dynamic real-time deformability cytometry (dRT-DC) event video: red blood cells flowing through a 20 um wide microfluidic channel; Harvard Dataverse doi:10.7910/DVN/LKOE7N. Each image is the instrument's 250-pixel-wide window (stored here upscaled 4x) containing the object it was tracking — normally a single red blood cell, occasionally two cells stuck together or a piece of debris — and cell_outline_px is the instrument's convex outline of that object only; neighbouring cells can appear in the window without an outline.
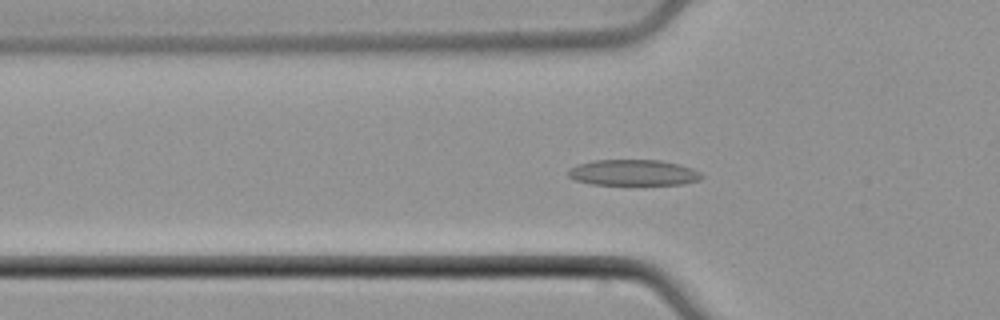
{"species": "common noctule bat (a hibernating species)", "species_latin": "Nyctalus noctula", "temperature_condition": "cold", "stored_images_in_passage": 42, "camera_frame_rate_fps": 3000, "um_per_image_px": 0.085, "animal": {"sex": "male", "body_mass_g": 21.5, "forearm_length_mm": 52.0}, "frame": {"image": 1, "passage_image": 16, "time_ms": 5.0, "image_size_px": [1000, 320], "cell_outline_px": [[704, 176], [700, 180], [684, 184], [592, 184], [572, 180], [568, 176], [568, 168], [592, 160], [660, 160], [680, 164], [692, 168], [700, 172]], "centroid_in_image_um": [53.83, 14.67], "position_along_channel_um": 72.0, "area_um2": 20.23}}
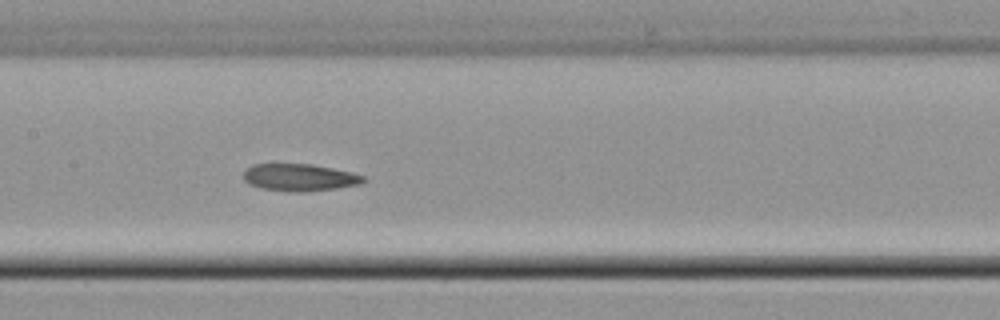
{"frame": {"image": 2, "passage_image": 24, "time_ms": 7.667, "image_size_px": [1000, 320], "cell_outline_px": [[368, 180], [364, 184], [308, 192], [296, 192], [260, 188], [248, 184], [244, 180], [244, 172], [252, 164], [312, 164], [332, 168], [364, 176]], "centroid_in_image_um": [25.49, 15.09], "position_along_channel_um": 181.9, "area_um2": 19.07}}
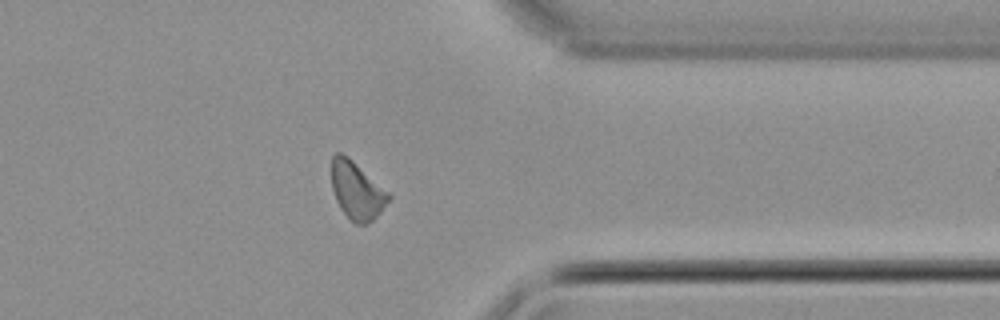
{"frame": {"image": 3, "passage_image": 39, "time_ms": 12.667, "image_size_px": [1000, 320], "cell_outline_px": [[392, 196], [380, 212], [368, 224], [356, 224], [340, 208], [336, 200], [332, 188], [332, 156], [336, 152], [340, 152], [348, 156], [388, 192]], "centroid_in_image_um": [30.32, 16.18], "position_along_channel_um": 381.1, "area_um2": 18.84}}